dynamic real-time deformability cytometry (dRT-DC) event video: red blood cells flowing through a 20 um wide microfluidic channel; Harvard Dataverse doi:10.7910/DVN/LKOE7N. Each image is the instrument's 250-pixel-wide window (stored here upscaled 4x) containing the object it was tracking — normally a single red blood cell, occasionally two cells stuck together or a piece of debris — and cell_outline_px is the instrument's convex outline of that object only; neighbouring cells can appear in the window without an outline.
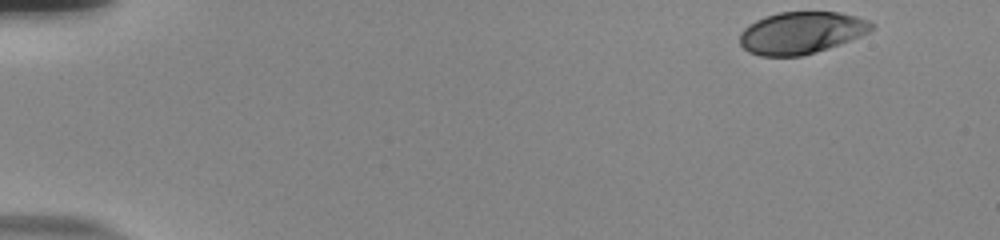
{"species": "human", "species_latin": "Homo sapiens", "temperature_condition": "room temperature", "stored_images_in_passage": 52, "camera_frame_rate_fps": 3000, "um_per_image_px": 0.085, "donor": {"sex": "male"}, "frame": {"image": 1, "passage_image": 1, "time_ms": 0.0, "image_size_px": [1000, 240], "cell_outline_px": [[876, 28], [860, 36], [828, 48], [816, 52], [800, 56], [760, 56], [748, 52], [740, 44], [740, 32], [748, 24], [764, 16], [780, 12], [840, 12], [856, 16], [868, 20], [876, 24]], "centroid_in_image_um": [68.11, 2.78], "position_along_channel_um": 16.9, "area_um2": 32.43}}
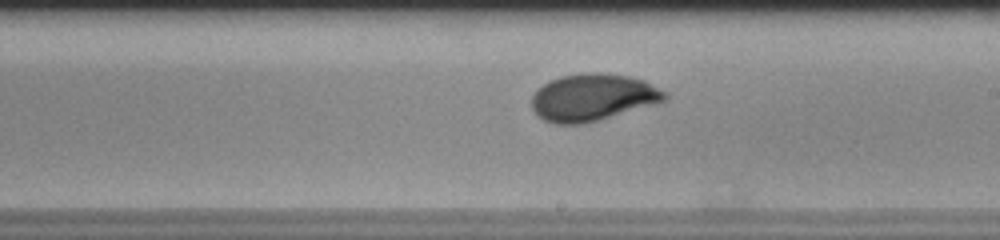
{"frame": {"image": 2, "passage_image": 30, "time_ms": 9.667, "image_size_px": [1000, 240], "cell_outline_px": [[668, 100], [600, 120], [584, 124], [556, 124], [544, 120], [536, 116], [532, 108], [532, 96], [548, 80], [560, 76], [584, 72], [600, 72], [628, 76], [644, 80], [664, 92], [668, 96]], "centroid_in_image_um": [50.36, 8.28], "position_along_channel_um": 238.6, "area_um2": 36.65}}
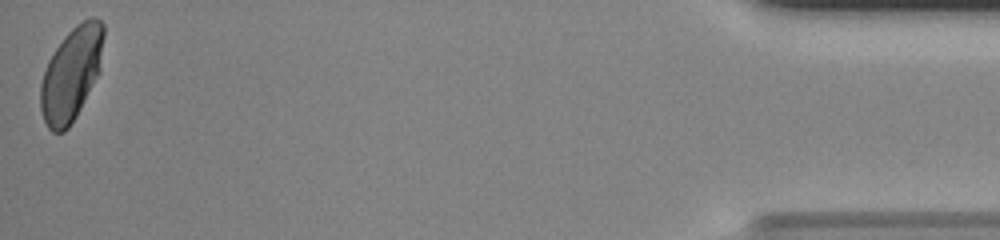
{"frame": {"image": 3, "passage_image": 52, "time_ms": 17.0, "image_size_px": [1000, 240], "cell_outline_px": [[104, 36], [100, 72], [76, 116], [68, 128], [64, 132], [52, 132], [48, 128], [44, 120], [40, 108], [40, 84], [48, 60], [64, 36], [76, 24], [92, 16], [96, 16], [104, 24]], "centroid_in_image_um": [6.07, 6.26], "position_along_channel_um": 429.1, "area_um2": 34.51}, "authors_computed_cell_mechanics": {"area_um2": 34.9401, "velocity_mm_per_s": 3.7088, "shape_relaxation_time_tau1_ms": 3.7221, "shape_relaxation_time_tau2_ms": null, "deformation_change_tau1": 0.144, "deformation_change_tau2": null}}